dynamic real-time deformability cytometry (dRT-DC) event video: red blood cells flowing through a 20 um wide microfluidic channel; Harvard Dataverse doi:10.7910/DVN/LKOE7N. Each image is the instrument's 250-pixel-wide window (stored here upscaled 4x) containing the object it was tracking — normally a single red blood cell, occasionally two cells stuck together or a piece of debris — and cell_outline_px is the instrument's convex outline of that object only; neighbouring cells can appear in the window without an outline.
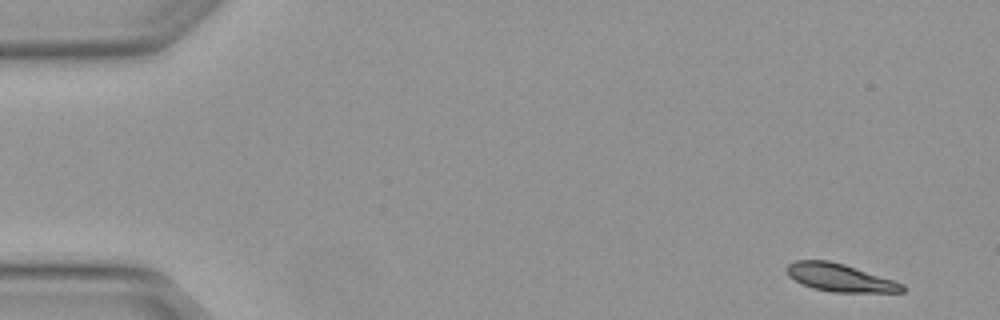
{"species": "Egyptian fruit bat (a non-hibernating species)", "species_latin": "Rousettus aegyptiacus", "temperature_condition": "warm", "stored_images_in_passage": 4, "camera_frame_rate_fps": 3000, "um_per_image_px": 0.085, "animal": {"sex": "female"}, "frame": {"image": 1, "passage_image": 1, "time_ms": 0.0, "image_size_px": [1000, 320], "cell_outline_px": [[904, 292], [832, 292], [812, 288], [788, 276], [784, 268], [788, 264], [796, 260], [828, 260], [844, 264], [904, 284]], "centroid_in_image_um": [71.34, 23.59], "position_along_channel_um": 13.7, "area_um2": 18.55}}
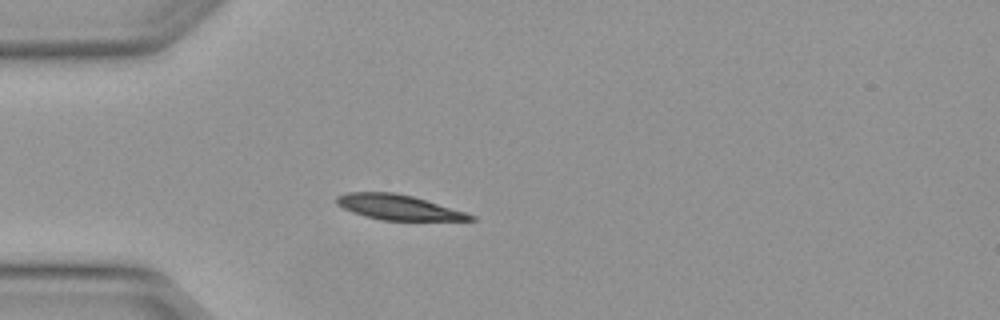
{"frame": {"image": 2, "passage_image": 4, "time_ms": 1.0, "image_size_px": [1000, 320], "cell_outline_px": [[476, 220], [380, 220], [364, 216], [352, 212], [336, 204], [336, 196], [348, 192], [392, 192], [412, 196], [464, 212], [476, 216]], "centroid_in_image_um": [33.81, 17.62], "position_along_channel_um": 51.2, "area_um2": 19.31}}